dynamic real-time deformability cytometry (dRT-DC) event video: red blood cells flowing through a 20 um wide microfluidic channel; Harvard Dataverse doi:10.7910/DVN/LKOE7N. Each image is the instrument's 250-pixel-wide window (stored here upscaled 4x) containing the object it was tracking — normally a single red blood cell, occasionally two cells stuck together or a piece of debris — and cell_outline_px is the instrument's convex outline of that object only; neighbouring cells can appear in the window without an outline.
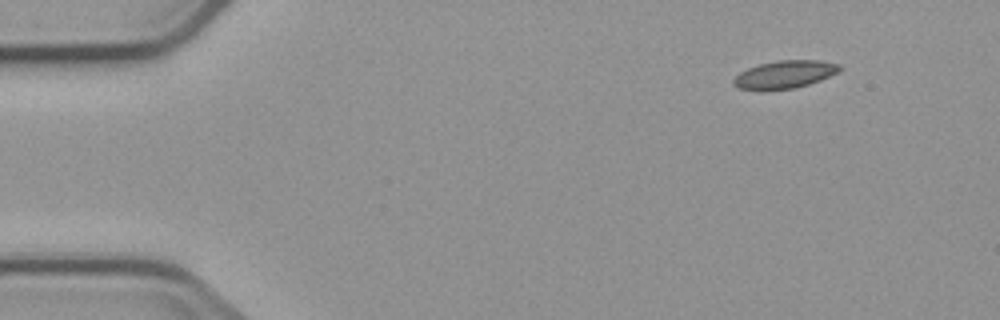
{"species": "common noctule bat (a hibernating species)", "species_latin": "Nyctalus noctula", "temperature_condition": "cold", "stored_images_in_passage": 8, "camera_frame_rate_fps": 3000, "um_per_image_px": 0.085, "animal": {"sex": "male", "body_mass_g": 23.1, "forearm_length_mm": 52.7}, "frame": {"image": 1, "passage_image": 1, "time_ms": 0.0, "image_size_px": [1000, 320], "cell_outline_px": [[844, 68], [840, 72], [820, 80], [796, 88], [760, 92], [740, 88], [732, 84], [732, 80], [740, 72], [748, 68], [760, 64], [776, 60], [820, 60], [840, 64]], "centroid_in_image_um": [66.71, 6.35], "position_along_channel_um": 18.3, "area_um2": 17.69}}
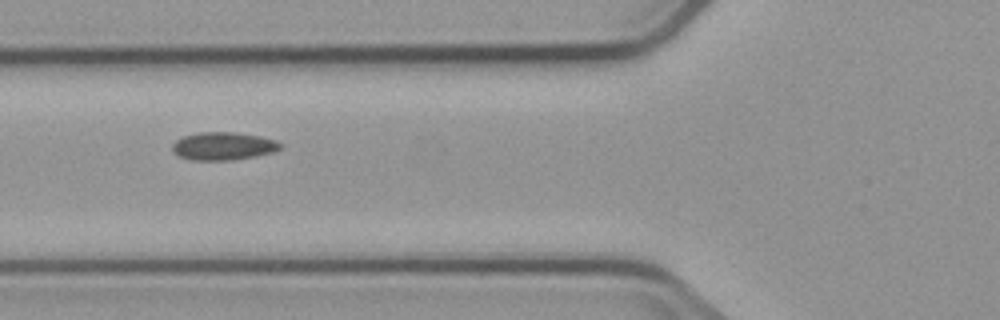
{"frame": {"image": 2, "passage_image": 5, "time_ms": 5.0, "image_size_px": [1000, 320], "cell_outline_px": [[284, 144], [280, 148], [272, 152], [256, 156], [232, 160], [188, 160], [172, 152], [172, 144], [176, 140], [184, 136], [196, 132], [232, 132], [260, 136], [276, 140]], "centroid_in_image_um": [18.96, 12.42], "position_along_channel_um": 106.8, "area_um2": 17.69}}
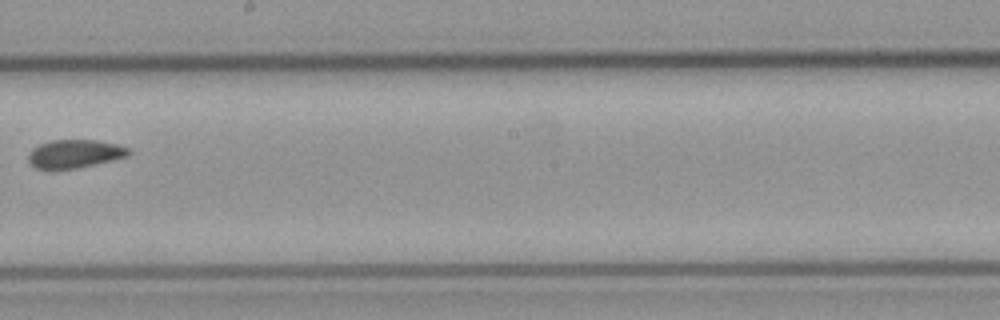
{"frame": {"image": 3, "passage_image": 8, "time_ms": 8.667, "image_size_px": [1000, 320], "cell_outline_px": [[132, 152], [128, 156], [112, 160], [76, 168], [36, 168], [28, 160], [28, 156], [32, 148], [40, 144], [52, 140], [96, 140], [116, 144], [128, 148]], "centroid_in_image_um": [6.37, 13.05], "position_along_channel_um": 241.8, "area_um2": 16.24}}